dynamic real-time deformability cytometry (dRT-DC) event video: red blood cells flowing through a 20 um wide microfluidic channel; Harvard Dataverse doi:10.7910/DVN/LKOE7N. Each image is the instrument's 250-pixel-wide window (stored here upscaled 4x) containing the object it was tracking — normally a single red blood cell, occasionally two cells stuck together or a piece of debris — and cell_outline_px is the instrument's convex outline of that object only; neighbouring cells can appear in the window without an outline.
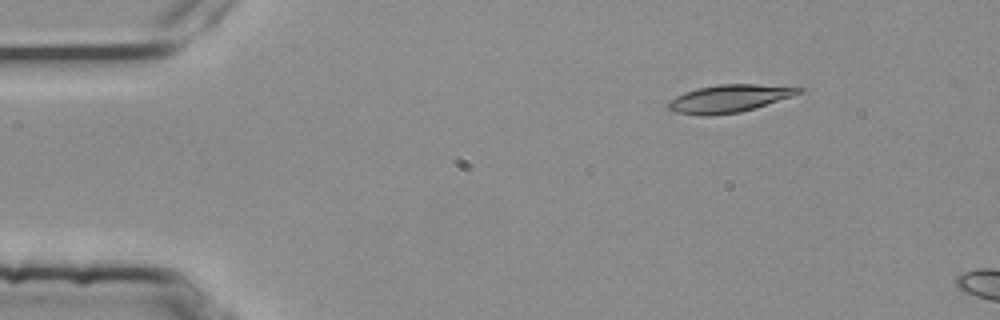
{"species": "common noctule bat (a hibernating species)", "species_latin": "Nyctalus noctula", "temperature_condition": "room temperature", "stored_images_in_passage": 3, "camera_frame_rate_fps": 3000, "um_per_image_px": 0.085, "animal": {"sex": "female", "body_mass_g": 25.1}, "frame": {"image": 1, "passage_image": 2, "time_ms": 0.333, "image_size_px": [1000, 320], "cell_outline_px": [[804, 88], [800, 92], [792, 96], [740, 112], [712, 116], [700, 116], [676, 112], [664, 108], [676, 96], [684, 92], [696, 88], [720, 84], [756, 84]], "centroid_in_image_um": [61.9, 8.38], "position_along_channel_um": 23.1, "area_um2": 20.87}}